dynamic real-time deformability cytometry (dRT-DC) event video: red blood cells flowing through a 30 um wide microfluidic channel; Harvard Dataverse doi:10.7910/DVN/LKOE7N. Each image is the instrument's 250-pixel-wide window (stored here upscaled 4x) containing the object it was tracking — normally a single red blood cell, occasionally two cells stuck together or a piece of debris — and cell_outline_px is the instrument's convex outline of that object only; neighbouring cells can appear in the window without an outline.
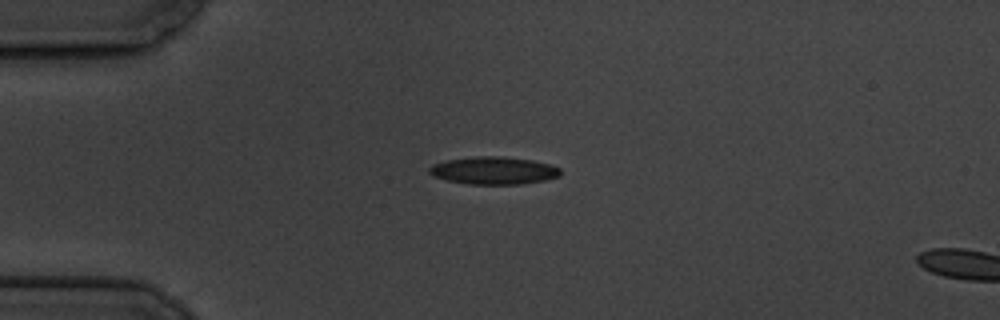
{"species": "common noctule bat (a hibernating species)", "species_latin": "Nyctalus noctula", "temperature_condition": "cold", "stored_images_in_passage": 5, "camera_frame_rate_fps": 3000, "um_per_image_px": 0.085, "animal": {"sex": "male", "body_mass_g": 19.5, "forearm_length_mm": 54.6}, "frame": {"image": 1, "passage_image": 1, "time_ms": 0.0, "image_size_px": [1000, 320], "cell_outline_px": [[560, 176], [544, 180], [520, 184], [468, 184], [448, 180], [432, 176], [428, 172], [428, 168], [432, 164], [444, 160], [476, 156], [500, 156], [532, 160], [552, 164], [560, 168]], "centroid_in_image_um": [41.94, 14.49], "position_along_channel_um": 43.1, "area_um2": 21.21}}